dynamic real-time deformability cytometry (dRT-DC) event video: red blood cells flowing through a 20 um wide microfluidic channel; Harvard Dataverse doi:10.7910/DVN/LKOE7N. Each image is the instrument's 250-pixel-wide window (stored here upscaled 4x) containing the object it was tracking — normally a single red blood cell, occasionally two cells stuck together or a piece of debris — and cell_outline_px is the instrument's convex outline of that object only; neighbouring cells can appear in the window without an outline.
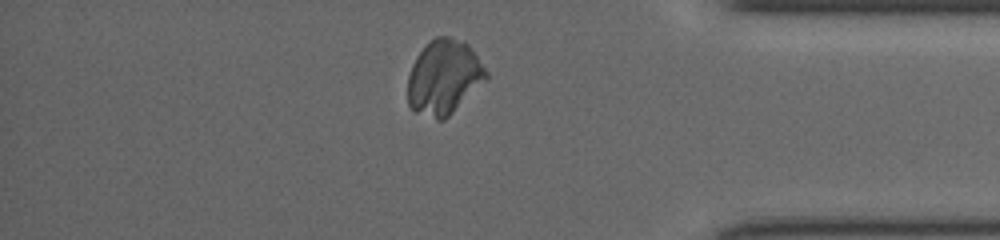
{"species": "common noctule bat (a hibernating species)", "species_latin": "Nyctalus noctula", "temperature_condition": "cold", "stored_images_in_passage": 36, "camera_frame_rate_fps": 3000, "um_per_image_px": 0.085, "animal": {"sex": "female", "body_mass_g": 19.5, "forearm_length_mm": 54.1}, "frame": {"image": 1, "passage_image": 34, "time_ms": 11.0, "image_size_px": [1000, 240], "cell_outline_px": [[488, 76], [444, 120], [436, 120], [412, 112], [408, 104], [408, 76], [412, 64], [416, 56], [436, 36], [448, 36], [464, 40], [468, 44], [488, 72]], "centroid_in_image_um": [37.69, 6.57], "position_along_channel_um": 397.5, "area_um2": 33.81}}